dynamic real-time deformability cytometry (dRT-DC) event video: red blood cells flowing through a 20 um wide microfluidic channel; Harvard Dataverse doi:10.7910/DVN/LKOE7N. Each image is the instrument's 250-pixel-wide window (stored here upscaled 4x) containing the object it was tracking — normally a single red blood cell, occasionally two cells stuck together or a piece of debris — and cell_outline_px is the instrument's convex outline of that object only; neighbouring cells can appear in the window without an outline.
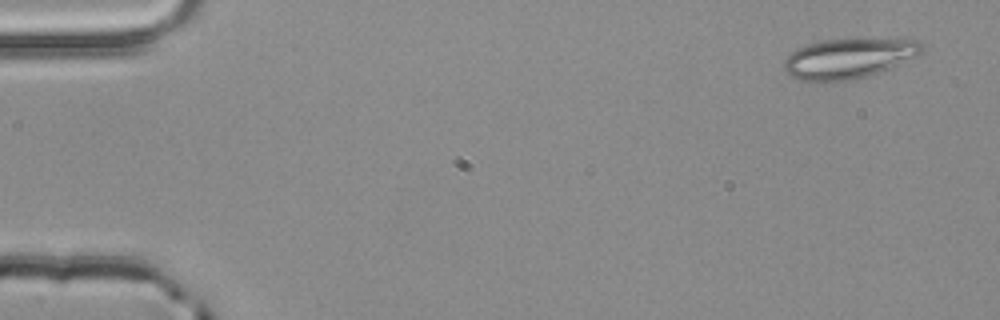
{"species": "common noctule bat (a hibernating species)", "species_latin": "Nyctalus noctula", "temperature_condition": "room temperature", "stored_images_in_passage": 4, "camera_frame_rate_fps": 3000, "um_per_image_px": 0.085, "animal": {"sex": "male", "body_mass_g": 20.4}, "frame": {"image": 1, "passage_image": 1, "time_ms": 0.0, "image_size_px": [1000, 320], "cell_outline_px": [[924, 52], [916, 56], [888, 68], [868, 76], [852, 80], [800, 80], [784, 72], [784, 60], [792, 52], [808, 44], [824, 40], [916, 40], [924, 44]], "centroid_in_image_um": [72.13, 4.97], "position_along_channel_um": 12.9, "area_um2": 31.27}}